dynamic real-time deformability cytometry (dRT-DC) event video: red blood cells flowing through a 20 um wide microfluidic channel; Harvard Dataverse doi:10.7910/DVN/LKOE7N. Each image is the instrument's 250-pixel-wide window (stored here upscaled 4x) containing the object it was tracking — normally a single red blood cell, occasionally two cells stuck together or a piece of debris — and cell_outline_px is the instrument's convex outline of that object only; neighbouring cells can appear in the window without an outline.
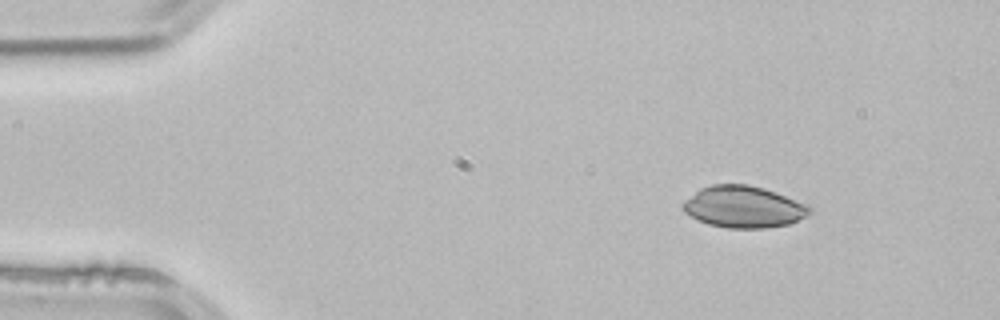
{"species": "common noctule bat (a hibernating species)", "species_latin": "Nyctalus noctula", "temperature_condition": "room temperature", "stored_images_in_passage": 3, "segment_of_instrument_passage": [1, 2], "camera_frame_rate_fps": 3000, "um_per_image_px": 0.085, "animal": {"sex": "male", "body_mass_g": 21.5, "forearm_length_mm": 52.0}, "frame": {"image": 1, "passage_image": 1, "time_ms": 0.0, "image_size_px": [1000, 320], "cell_outline_px": [[812, 212], [808, 216], [788, 224], [764, 228], [728, 228], [708, 224], [684, 212], [680, 208], [680, 204], [684, 200], [700, 188], [712, 184], [748, 184], [808, 204], [812, 208]], "centroid_in_image_um": [63.18, 17.59], "position_along_channel_um": 21.8, "area_um2": 30.69}}